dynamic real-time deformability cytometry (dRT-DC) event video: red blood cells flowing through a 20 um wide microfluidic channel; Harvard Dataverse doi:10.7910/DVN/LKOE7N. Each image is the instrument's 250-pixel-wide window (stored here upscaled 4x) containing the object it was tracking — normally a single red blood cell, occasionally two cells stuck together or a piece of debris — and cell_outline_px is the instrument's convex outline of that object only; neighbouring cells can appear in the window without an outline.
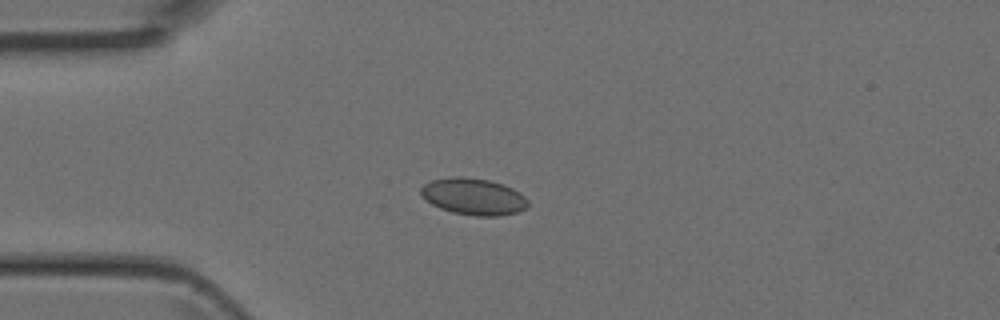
{"species": "Egyptian fruit bat (a non-hibernating species)", "species_latin": "Rousettus aegyptiacus", "temperature_condition": "room temperature", "stored_images_in_passage": 4, "camera_frame_rate_fps": 3000, "um_per_image_px": 0.085, "animal": {"sex": "female"}, "frame": {"image": 1, "passage_image": 2, "time_ms": 0.333, "image_size_px": [1000, 320], "cell_outline_px": [[528, 208], [516, 212], [500, 216], [476, 216], [452, 212], [440, 208], [432, 204], [420, 192], [420, 188], [424, 184], [432, 180], [452, 176], [460, 176], [488, 180], [512, 188], [520, 192], [528, 200]], "centroid_in_image_um": [40.26, 16.71], "position_along_channel_um": 44.7, "area_um2": 22.77}}
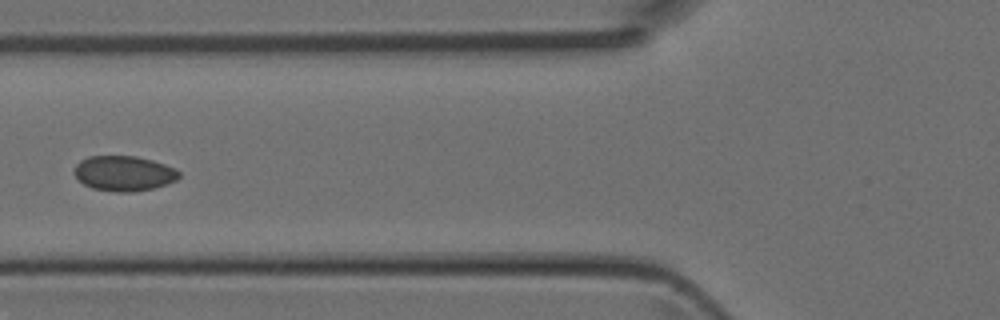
{"frame": {"image": 2, "passage_image": 4, "time_ms": 1.0, "image_size_px": [1000, 320], "cell_outline_px": [[180, 176], [176, 180], [168, 184], [152, 188], [132, 192], [116, 192], [92, 188], [84, 184], [72, 172], [76, 164], [80, 160], [88, 156], [136, 156], [152, 160], [176, 168], [180, 172]], "centroid_in_image_um": [10.53, 14.73], "position_along_channel_um": 115.3, "area_um2": 21.56}}